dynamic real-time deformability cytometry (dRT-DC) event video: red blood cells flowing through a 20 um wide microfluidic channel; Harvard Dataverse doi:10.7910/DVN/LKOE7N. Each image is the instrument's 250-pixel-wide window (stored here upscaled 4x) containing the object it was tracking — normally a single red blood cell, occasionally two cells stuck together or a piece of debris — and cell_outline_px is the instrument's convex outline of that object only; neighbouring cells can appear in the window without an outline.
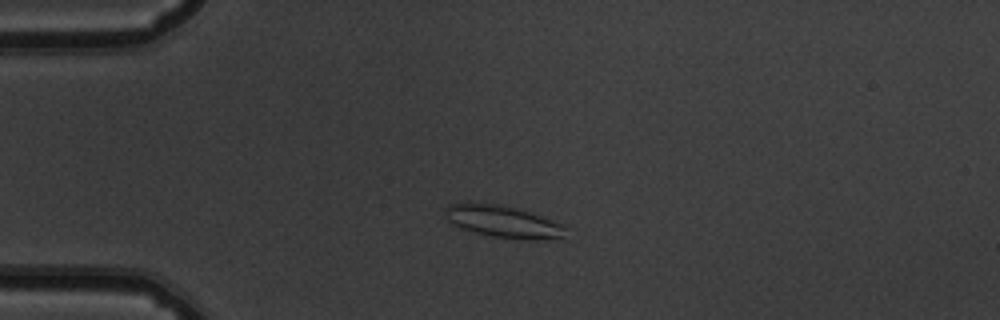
{"species": "common noctule bat (a hibernating species)", "species_latin": "Nyctalus noctula", "temperature_condition": "warm", "stored_images_in_passage": 45, "camera_frame_rate_fps": 3000, "um_per_image_px": 0.085, "animal": {"sex": "male", "body_mass_g": 19.5, "forearm_length_mm": 54.6}, "frame": {"image": 1, "passage_image": 4, "time_ms": 1.0, "image_size_px": [1000, 320], "cell_outline_px": [[568, 240], [520, 240], [492, 236], [460, 228], [452, 224], [448, 220], [444, 208], [448, 204], [468, 200], [472, 200], [500, 204], [532, 212], [564, 224]], "centroid_in_image_um": [42.82, 18.82], "position_along_channel_um": 42.2, "area_um2": 23.7}}
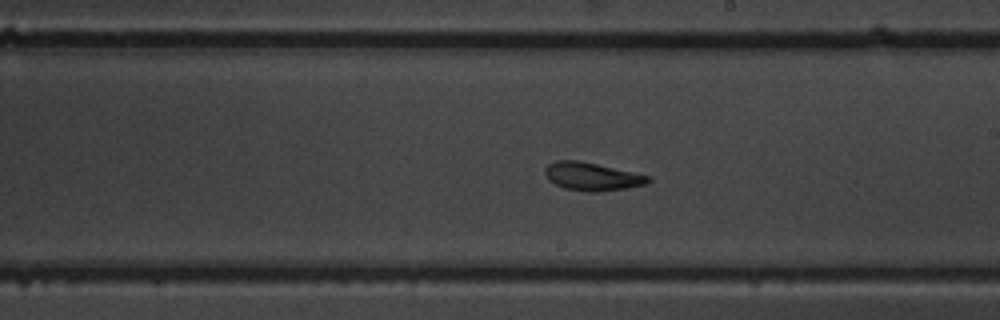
{"frame": {"image": 2, "passage_image": 22, "time_ms": 7.0, "image_size_px": [1000, 320], "cell_outline_px": [[652, 180], [644, 184], [628, 188], [596, 192], [584, 192], [564, 188], [548, 180], [544, 172], [544, 168], [548, 164], [556, 160], [576, 160], [596, 164], [652, 176]], "centroid_in_image_um": [50.31, 15.01], "position_along_channel_um": 238.7, "area_um2": 16.94}}
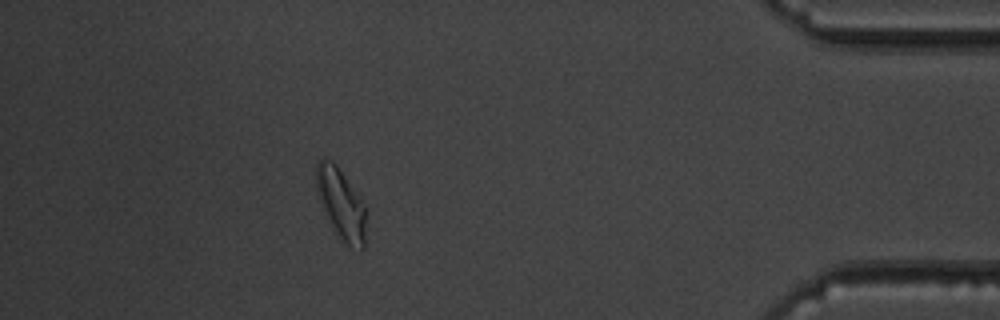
{"frame": {"image": 3, "passage_image": 39, "time_ms": 12.667, "image_size_px": [1000, 320], "cell_outline_px": [[364, 248], [360, 252], [348, 244], [340, 236], [328, 220], [320, 204], [316, 192], [316, 164], [324, 156], [332, 160], [336, 164], [364, 204]], "centroid_in_image_um": [28.94, 17.28], "position_along_channel_um": 406.3, "area_um2": 20.06}, "authors_computed_cell_mechanics": {"area_um2": 17.4556, "velocity_mm_per_s": 3.7627, "shape_relaxation_time_tau1_ms": null, "shape_relaxation_time_tau2_ms": 2.7941, "deformation_change_tau1": null, "deformation_change_tau2": 0.0957}}